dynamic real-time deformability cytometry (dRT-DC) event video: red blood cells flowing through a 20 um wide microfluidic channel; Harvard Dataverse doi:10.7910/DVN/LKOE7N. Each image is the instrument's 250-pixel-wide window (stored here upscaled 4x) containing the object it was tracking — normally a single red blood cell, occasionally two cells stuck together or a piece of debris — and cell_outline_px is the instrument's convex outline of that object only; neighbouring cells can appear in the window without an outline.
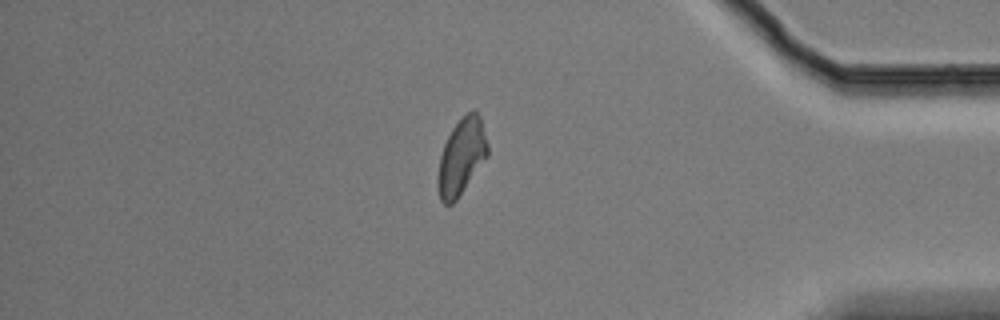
{"species": "Egyptian fruit bat (a non-hibernating species)", "species_latin": "Rousettus aegyptiacus", "temperature_condition": "cold", "stored_images_in_passage": 14, "segment_of_instrument_passage": [2, 2], "camera_frame_rate_fps": 3000, "um_per_image_px": 0.085, "animal": {"sex": "male"}, "frame": {"image": 1, "passage_image": 14, "time_ms": 4.333, "image_size_px": [1000, 320], "cell_outline_px": [[488, 156], [456, 200], [452, 204], [444, 204], [440, 200], [436, 184], [436, 180], [440, 156], [444, 144], [452, 128], [468, 112], [476, 108], [480, 116], [488, 144]], "centroid_in_image_um": [39.21, 13.33], "position_along_channel_um": 396.0, "area_um2": 22.14}}